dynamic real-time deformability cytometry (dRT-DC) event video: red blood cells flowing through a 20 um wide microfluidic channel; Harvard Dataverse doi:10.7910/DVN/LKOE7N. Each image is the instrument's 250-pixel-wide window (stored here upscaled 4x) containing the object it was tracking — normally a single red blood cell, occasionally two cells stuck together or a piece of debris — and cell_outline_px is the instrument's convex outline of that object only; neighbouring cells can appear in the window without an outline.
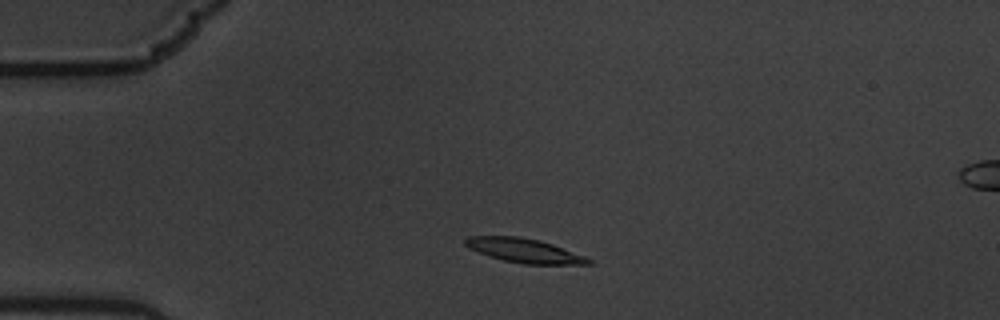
{"species": "common noctule bat (a hibernating species)", "species_latin": "Nyctalus noctula", "temperature_condition": "warm", "stored_images_in_passage": 4, "camera_frame_rate_fps": 3000, "um_per_image_px": 0.085, "animal": {"sex": "male", "body_mass_g": 19.5, "forearm_length_mm": 54.6}, "frame": {"image": 1, "passage_image": 2, "time_ms": 0.333, "image_size_px": [1000, 320], "cell_outline_px": [[592, 264], [524, 264], [504, 260], [468, 248], [464, 244], [464, 240], [468, 236], [520, 236], [540, 240], [552, 244], [584, 256], [592, 260]], "centroid_in_image_um": [44.56, 21.28], "position_along_channel_um": 40.4, "area_um2": 17.11}}